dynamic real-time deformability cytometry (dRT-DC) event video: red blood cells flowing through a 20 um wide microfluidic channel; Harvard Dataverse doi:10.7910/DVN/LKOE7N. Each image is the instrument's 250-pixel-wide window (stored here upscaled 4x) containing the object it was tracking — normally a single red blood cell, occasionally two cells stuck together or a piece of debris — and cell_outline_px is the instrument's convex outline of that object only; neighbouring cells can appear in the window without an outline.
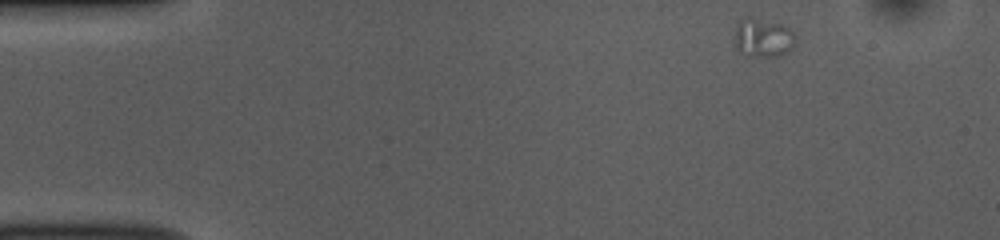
{"species": "common noctule bat (a hibernating species)", "species_latin": "Nyctalus noctula", "temperature_condition": "room temperature", "stored_images_in_passage": 7, "camera_frame_rate_fps": 3000, "um_per_image_px": 0.085, "animal": {"sex": "female", "body_mass_g": 10.0, "forearm_length_mm": 53.1}, "frame": {"image": 1, "passage_image": 1, "time_ms": 0.0, "image_size_px": [1000, 240], "cell_outline_px": [[796, 40], [792, 48], [788, 52], [780, 56], [752, 56], [740, 52], [736, 48], [736, 24], [744, 16], [752, 16], [780, 24], [788, 28], [796, 36]], "centroid_in_image_um": [64.86, 3.19], "position_along_channel_um": 20.1, "area_um2": 13.81}}